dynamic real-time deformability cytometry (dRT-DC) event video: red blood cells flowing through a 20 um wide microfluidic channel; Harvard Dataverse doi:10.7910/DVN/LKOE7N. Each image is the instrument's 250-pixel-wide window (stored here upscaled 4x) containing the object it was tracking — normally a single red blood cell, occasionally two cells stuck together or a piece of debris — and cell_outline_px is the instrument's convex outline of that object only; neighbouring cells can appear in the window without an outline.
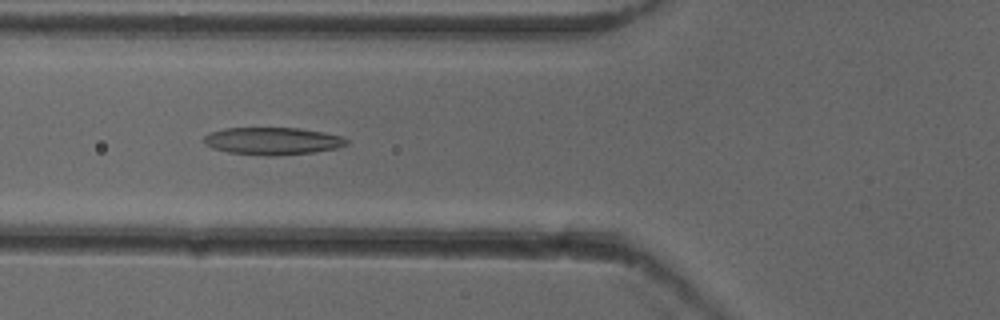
{"species": "common noctule bat (a hibernating species)", "species_latin": "Nyctalus noctula", "temperature_condition": "cold", "stored_images_in_passage": 52, "camera_frame_rate_fps": 3000, "um_per_image_px": 0.085, "animal": {"sex": "female"}, "frame": {"image": 1, "passage_image": 20, "time_ms": 6.333, "image_size_px": [1000, 320], "cell_outline_px": [[348, 144], [336, 148], [312, 152], [272, 156], [268, 156], [228, 152], [212, 148], [204, 144], [204, 136], [208, 132], [224, 128], [300, 128], [340, 136], [348, 140]], "centroid_in_image_um": [23.11, 11.98], "position_along_channel_um": 102.7, "area_um2": 22.66}}
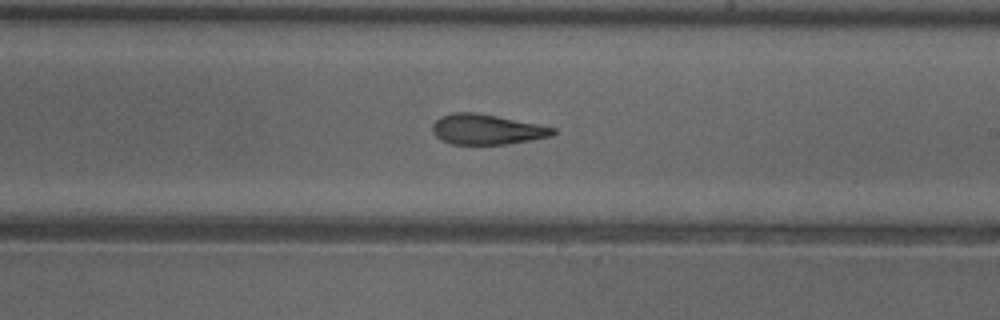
{"frame": {"image": 2, "passage_image": 31, "time_ms": 10.0, "image_size_px": [1000, 320], "cell_outline_px": [[556, 132], [552, 136], [532, 140], [504, 144], [452, 144], [440, 140], [432, 132], [432, 124], [440, 116], [452, 112], [476, 112], [556, 128]], "centroid_in_image_um": [41.34, 11.0], "position_along_channel_um": 247.7, "area_um2": 21.21}}
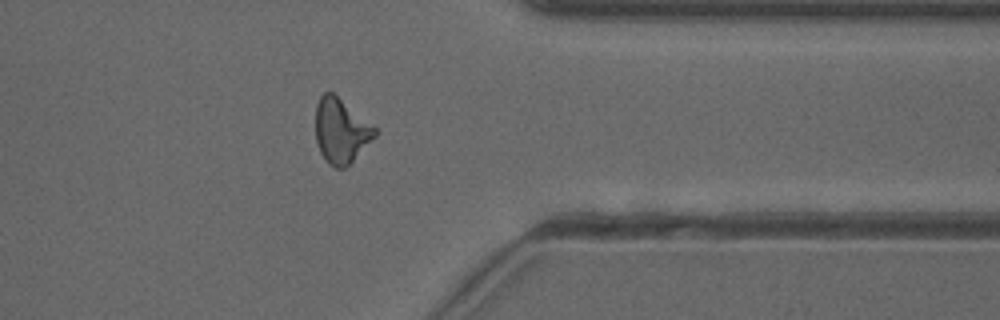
{"frame": {"image": 3, "passage_image": 42, "time_ms": 13.667, "image_size_px": [1000, 320], "cell_outline_px": [[376, 136], [344, 168], [336, 168], [328, 164], [320, 152], [316, 144], [316, 104], [320, 96], [324, 92], [332, 92], [376, 128]], "centroid_in_image_um": [28.95, 11.12], "position_along_channel_um": 382.5, "area_um2": 21.96}, "authors_computed_cell_mechanics": {"area_um2": 22.1952, "velocity_mm_per_s": 3.9349, "shape_relaxation_time_tau1_ms": 11.1578, "shape_relaxation_time_tau2_ms": 3.2435, "deformation_change_tau1": 0.2527, "deformation_change_tau2": 0.1291}}